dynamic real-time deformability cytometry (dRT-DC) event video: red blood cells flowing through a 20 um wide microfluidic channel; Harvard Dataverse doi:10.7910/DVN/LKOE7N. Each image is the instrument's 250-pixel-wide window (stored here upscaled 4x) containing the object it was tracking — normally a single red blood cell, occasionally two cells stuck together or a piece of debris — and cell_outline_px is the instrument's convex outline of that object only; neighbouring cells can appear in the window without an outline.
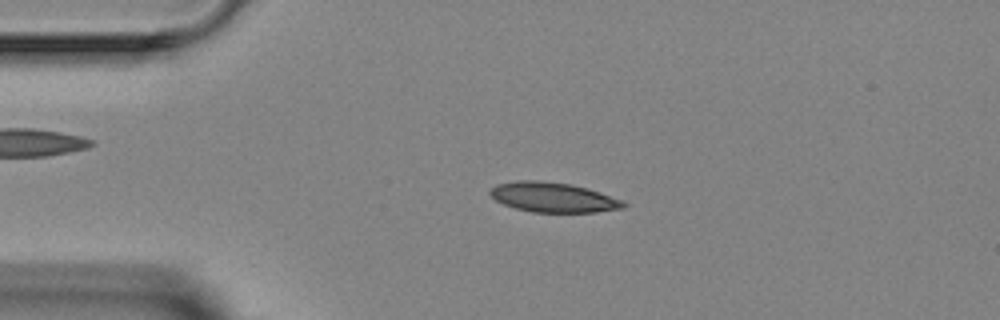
{"species": "Egyptian fruit bat (a non-hibernating species)", "species_latin": "Rousettus aegyptiacus", "temperature_condition": "room temperature", "stored_images_in_passage": 3, "segment_of_instrument_passage": [1, 2], "camera_frame_rate_fps": 3000, "um_per_image_px": 0.085, "animal": {"sex": "female"}, "frame": {"image": 1, "passage_image": 2, "time_ms": 2.0, "image_size_px": [1000, 320], "cell_outline_px": [[628, 204], [624, 208], [596, 212], [532, 212], [516, 208], [504, 204], [496, 200], [488, 192], [496, 184], [516, 180], [536, 180], [572, 184], [588, 188], [624, 200]], "centroid_in_image_um": [47.05, 16.76], "position_along_channel_um": 37.9, "area_um2": 23.29}}